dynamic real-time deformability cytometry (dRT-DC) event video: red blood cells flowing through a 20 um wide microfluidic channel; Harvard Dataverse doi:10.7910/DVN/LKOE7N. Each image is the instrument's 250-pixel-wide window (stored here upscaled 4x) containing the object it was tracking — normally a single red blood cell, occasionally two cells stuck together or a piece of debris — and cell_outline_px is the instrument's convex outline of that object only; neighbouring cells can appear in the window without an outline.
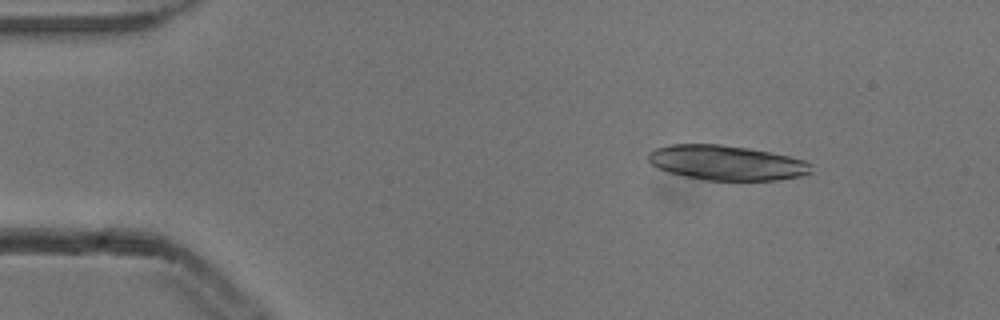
{"species": "common noctule bat (a hibernating species)", "species_latin": "Nyctalus noctula", "temperature_condition": "cold", "stored_images_in_passage": 5, "camera_frame_rate_fps": 3000, "um_per_image_px": 0.085, "animal": {"sex": "male", "body_mass_g": 13.3}, "frame": {"image": 1, "passage_image": 1, "time_ms": 0.0, "image_size_px": [1000, 320], "cell_outline_px": [[812, 172], [800, 176], [776, 180], [704, 180], [684, 176], [668, 172], [652, 164], [648, 160], [648, 152], [656, 148], [672, 144], [720, 144], [748, 148], [788, 156], [804, 160], [812, 164]], "centroid_in_image_um": [61.75, 13.83], "position_along_channel_um": 23.3, "area_um2": 32.95}}
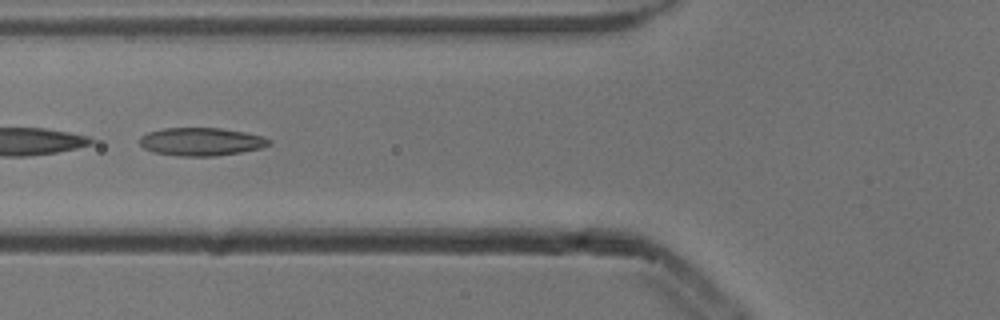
{"frame": {"image": 2, "passage_image": 5, "time_ms": 1.333, "image_size_px": [1000, 320], "cell_outline_px": [[272, 144], [260, 148], [240, 152], [216, 156], [180, 156], [152, 152], [144, 148], [140, 144], [140, 136], [148, 132], [164, 128], [220, 128], [244, 132], [264, 136], [272, 140]], "centroid_in_image_um": [17.11, 12.04], "position_along_channel_um": 108.7, "area_um2": 21.21}}